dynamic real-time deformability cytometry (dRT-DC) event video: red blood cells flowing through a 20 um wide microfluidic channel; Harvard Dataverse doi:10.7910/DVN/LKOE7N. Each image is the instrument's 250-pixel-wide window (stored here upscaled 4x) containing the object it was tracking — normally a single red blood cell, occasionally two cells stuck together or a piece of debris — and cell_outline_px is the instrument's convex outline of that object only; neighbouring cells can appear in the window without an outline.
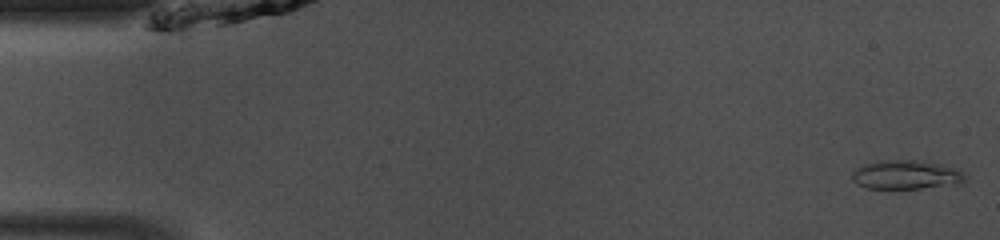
{"species": "common noctule bat (a hibernating species)", "species_latin": "Nyctalus noctula", "temperature_condition": "room temperature", "stored_images_in_passage": 47, "camera_frame_rate_fps": 3000, "um_per_image_px": 0.085, "animal": {"sex": "male", "body_mass_g": 13.0, "forearm_length_mm": 53.1}, "frame": {"image": 1, "passage_image": 1, "time_ms": 0.0, "image_size_px": [1000, 240], "cell_outline_px": [[968, 176], [964, 184], [920, 188], [864, 188], [856, 184], [852, 180], [852, 172], [856, 168], [876, 160], [912, 160], [936, 164], [956, 168]], "centroid_in_image_um": [77.03, 14.87], "position_along_channel_um": 8.0, "area_um2": 19.19}}
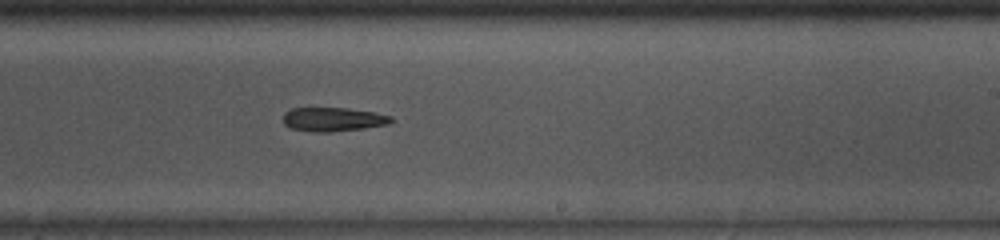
{"frame": {"image": 2, "passage_image": 28, "time_ms": 9.0, "image_size_px": [1000, 240], "cell_outline_px": [[396, 120], [388, 124], [364, 128], [328, 132], [316, 132], [292, 128], [284, 124], [284, 112], [292, 108], [348, 108], [372, 112], [392, 116]], "centroid_in_image_um": [28.34, 10.14], "position_along_channel_um": 260.7, "area_um2": 14.97}}
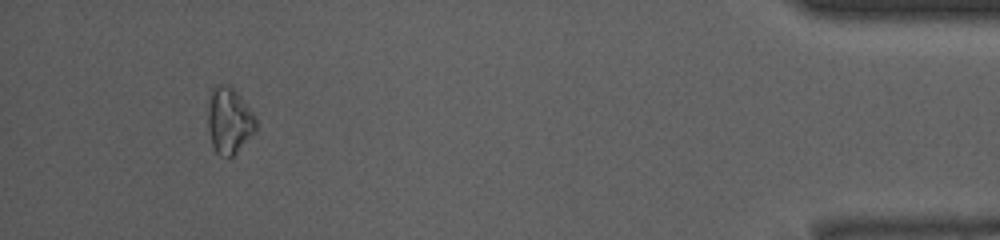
{"frame": {"image": 3, "passage_image": 44, "time_ms": 14.333, "image_size_px": [1000, 240], "cell_outline_px": [[256, 132], [236, 156], [220, 156], [216, 152], [212, 144], [208, 128], [208, 108], [212, 88], [220, 84], [228, 84], [240, 96], [256, 116]], "centroid_in_image_um": [19.51, 10.29], "position_along_channel_um": 415.7, "area_um2": 18.79}}